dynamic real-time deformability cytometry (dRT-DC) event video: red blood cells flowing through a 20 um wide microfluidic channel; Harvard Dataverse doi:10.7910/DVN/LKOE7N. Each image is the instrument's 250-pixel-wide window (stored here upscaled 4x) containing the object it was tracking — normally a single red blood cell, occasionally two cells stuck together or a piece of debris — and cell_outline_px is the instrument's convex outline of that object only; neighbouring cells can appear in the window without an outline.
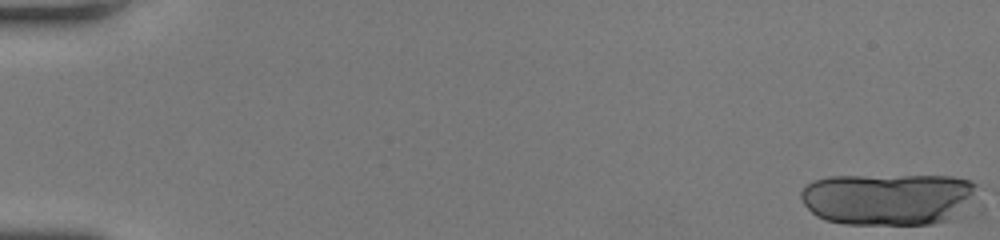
{"species": "human", "species_latin": "Homo sapiens", "temperature_condition": "room temperature", "stored_images_in_passage": 18, "camera_frame_rate_fps": 3000, "um_per_image_px": 0.085, "donor": {"sex": "female"}, "frame": {"image": 1, "passage_image": 1, "time_ms": 0.0, "image_size_px": [1000, 240], "cell_outline_px": [[984, 192], [948, 220], [932, 224], [844, 224], [824, 220], [816, 216], [804, 204], [800, 196], [800, 192], [804, 184], [812, 180], [828, 176], [952, 176], [972, 180], [984, 188]], "centroid_in_image_um": [75.54, 16.89], "position_along_channel_um": 9.5, "area_um2": 54.45}}